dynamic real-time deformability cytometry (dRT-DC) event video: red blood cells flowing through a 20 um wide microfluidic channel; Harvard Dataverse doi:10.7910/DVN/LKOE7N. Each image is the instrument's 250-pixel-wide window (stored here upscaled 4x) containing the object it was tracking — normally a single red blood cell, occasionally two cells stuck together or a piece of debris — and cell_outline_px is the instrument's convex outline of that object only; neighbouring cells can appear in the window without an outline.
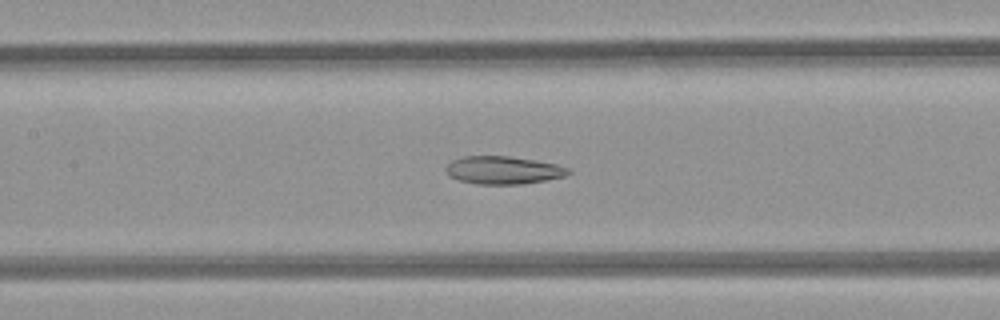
{"species": "common noctule bat (a hibernating species)", "species_latin": "Nyctalus noctula", "temperature_condition": "room temperature", "stored_images_in_passage": 44, "camera_frame_rate_fps": 3000, "um_per_image_px": 0.085, "animal": {"sex": "female", "body_mass_g": 21.9}, "frame": {"image": 1, "passage_image": 16, "time_ms": 5.0, "image_size_px": [1000, 320], "cell_outline_px": [[572, 172], [564, 176], [524, 184], [476, 184], [460, 180], [448, 176], [444, 168], [452, 160], [464, 156], [508, 156], [536, 160], [556, 164], [568, 168]], "centroid_in_image_um": [42.75, 14.46], "position_along_channel_um": 164.7, "area_um2": 19.88}}
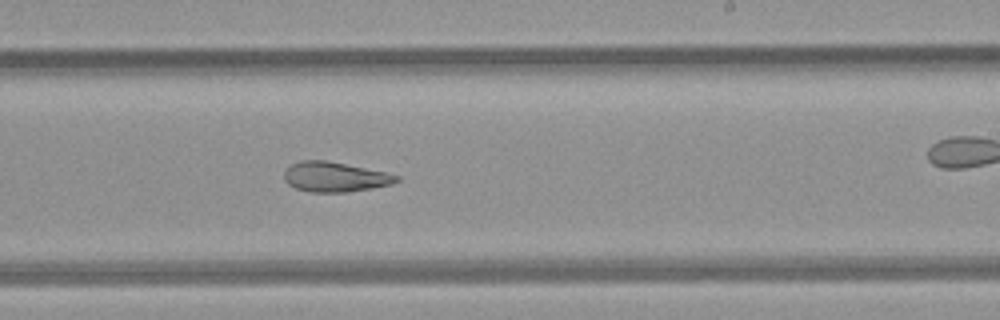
{"frame": {"image": 2, "passage_image": 23, "time_ms": 7.333, "image_size_px": [1000, 320], "cell_outline_px": [[400, 180], [392, 184], [372, 188], [348, 192], [308, 192], [296, 188], [288, 184], [284, 180], [284, 172], [292, 164], [300, 160], [328, 160], [384, 172], [400, 176]], "centroid_in_image_um": [28.46, 15.04], "position_along_channel_um": 260.5, "area_um2": 19.59}}
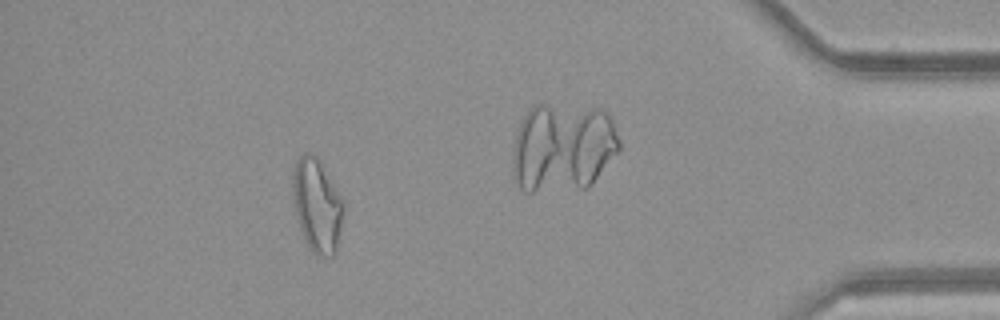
{"frame": {"image": 3, "passage_image": 38, "time_ms": 12.333, "image_size_px": [1000, 320], "cell_outline_px": [[344, 212], [336, 252], [332, 256], [316, 256], [308, 248], [300, 228], [292, 196], [292, 172], [296, 160], [304, 152], [312, 152], [316, 156], [344, 200]], "centroid_in_image_um": [26.94, 17.45], "position_along_channel_um": 408.3, "area_um2": 27.86}, "authors_computed_cell_mechanics": {"area_um2": 23.3223, "velocity_mm_per_s": 4.1259, "shape_relaxation_time_tau1_ms": null, "shape_relaxation_time_tau2_ms": 4.444, "deformation_change_tau1": null, "deformation_change_tau2": 0.1366}}